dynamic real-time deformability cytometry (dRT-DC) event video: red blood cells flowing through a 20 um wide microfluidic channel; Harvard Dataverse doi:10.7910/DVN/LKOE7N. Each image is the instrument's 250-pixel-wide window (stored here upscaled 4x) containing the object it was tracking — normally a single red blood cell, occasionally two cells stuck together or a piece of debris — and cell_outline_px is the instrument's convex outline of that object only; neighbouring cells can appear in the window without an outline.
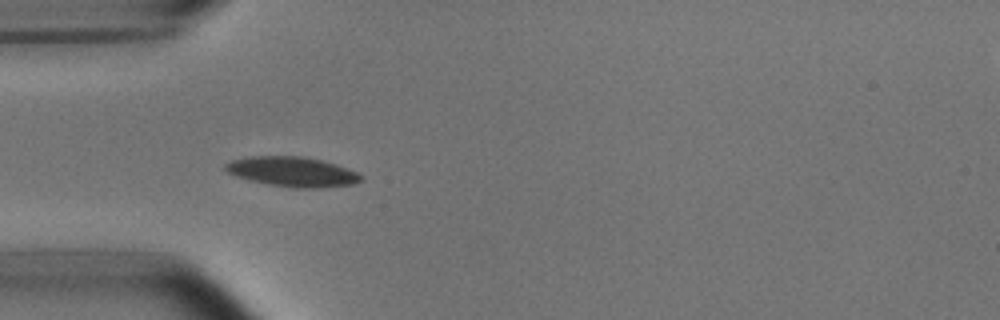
{"species": "common noctule bat (a hibernating species)", "species_latin": "Nyctalus noctula", "temperature_condition": "room temperature", "stored_images_in_passage": 38, "camera_frame_rate_fps": 3000, "um_per_image_px": 0.085, "animal": {"sex": "male", "body_mass_g": 15.6}, "frame": {"image": 1, "passage_image": 1, "time_ms": 0.0, "image_size_px": [1000, 320], "cell_outline_px": [[364, 180], [352, 184], [320, 188], [288, 188], [248, 180], [236, 176], [228, 172], [224, 168], [224, 164], [232, 160], [252, 156], [300, 156], [320, 160], [336, 164], [356, 172], [364, 176]], "centroid_in_image_um": [24.85, 14.61], "position_along_channel_um": 60.1, "area_um2": 23.64}}
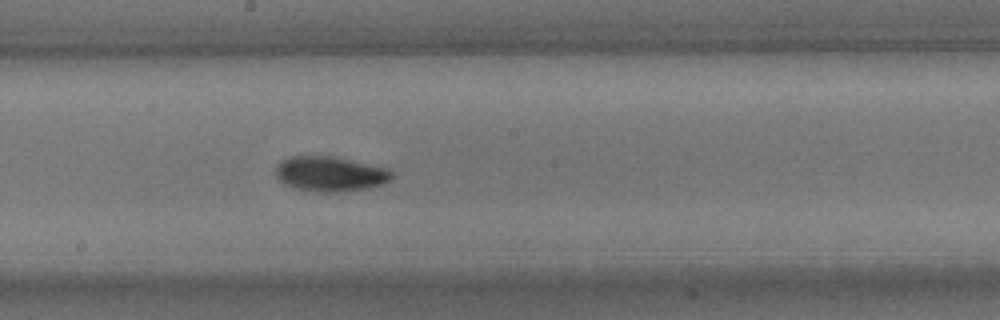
{"frame": {"image": 2, "passage_image": 14, "time_ms": 4.333, "image_size_px": [1000, 320], "cell_outline_px": [[392, 180], [368, 188], [336, 192], [320, 192], [292, 188], [284, 184], [276, 176], [276, 164], [280, 160], [288, 156], [332, 156], [388, 168], [392, 172]], "centroid_in_image_um": [28.02, 14.78], "position_along_channel_um": 220.2, "area_um2": 23.76}}
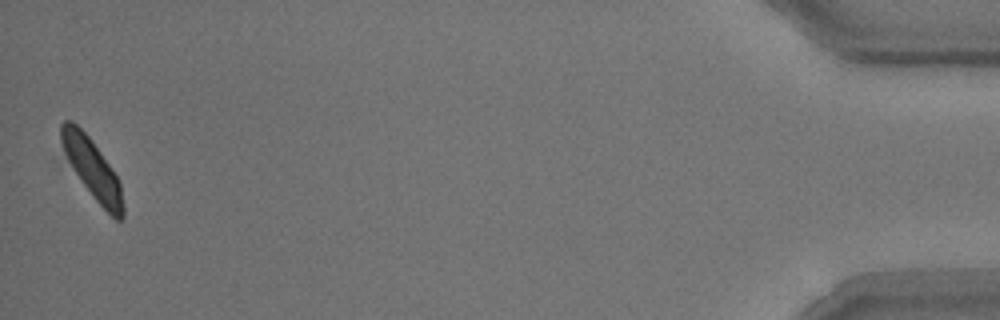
{"frame": {"image": 3, "passage_image": 38, "time_ms": 12.333, "image_size_px": [1000, 320], "cell_outline_px": [[124, 216], [120, 220], [116, 220], [96, 200], [72, 168], [64, 152], [60, 140], [60, 124], [64, 120], [72, 120], [92, 140], [116, 176], [120, 184], [124, 208]], "centroid_in_image_um": [7.82, 14.31], "position_along_channel_um": 427.4, "area_um2": 20.87}, "authors_computed_cell_mechanics": {"area_um2": 22.1952, "velocity_mm_per_s": 3.7274, "shape_relaxation_time_tau1_ms": 2.3171, "shape_relaxation_time_tau2_ms": 2.0104, "deformation_change_tau1": 0.1038, "deformation_change_tau2": 0.0588}}